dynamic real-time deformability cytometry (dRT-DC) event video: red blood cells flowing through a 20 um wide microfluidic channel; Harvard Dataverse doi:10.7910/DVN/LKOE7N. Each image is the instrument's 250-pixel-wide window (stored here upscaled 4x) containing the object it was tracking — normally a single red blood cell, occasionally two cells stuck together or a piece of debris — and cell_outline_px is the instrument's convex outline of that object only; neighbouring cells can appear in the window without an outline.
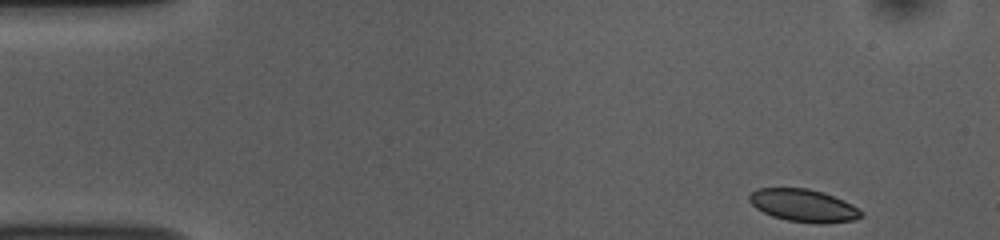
{"species": "common noctule bat (a hibernating species)", "species_latin": "Nyctalus noctula", "temperature_condition": "room temperature", "stored_images_in_passage": 49, "camera_frame_rate_fps": 3000, "um_per_image_px": 0.085, "animal": {"sex": "female", "body_mass_g": 10.0, "forearm_length_mm": 53.1}, "frame": {"image": 1, "passage_image": 1, "time_ms": 0.0, "image_size_px": [1000, 240], "cell_outline_px": [[864, 216], [856, 220], [824, 224], [820, 224], [788, 220], [772, 216], [756, 208], [748, 200], [748, 196], [752, 192], [760, 188], [808, 188], [844, 200], [860, 208], [864, 212]], "centroid_in_image_um": [68.35, 17.48], "position_along_channel_um": 16.6, "area_um2": 21.33}}
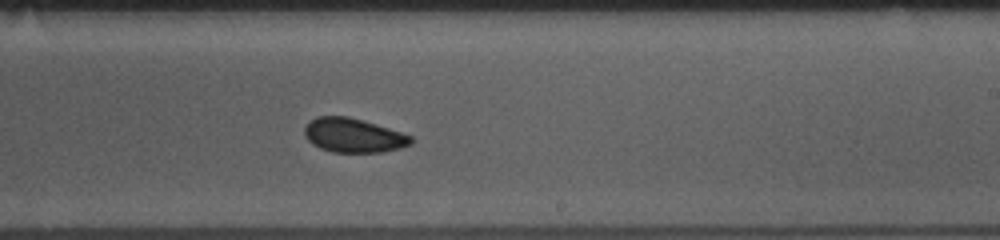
{"frame": {"image": 2, "passage_image": 28, "time_ms": 9.0, "image_size_px": [1000, 240], "cell_outline_px": [[412, 144], [400, 148], [384, 152], [332, 152], [320, 148], [312, 144], [304, 136], [304, 128], [308, 120], [316, 116], [348, 116], [364, 120], [412, 136]], "centroid_in_image_um": [30.0, 11.5], "position_along_channel_um": 259.0, "area_um2": 21.39}}
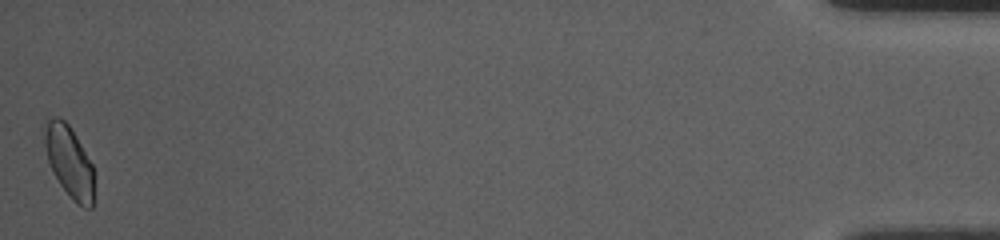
{"frame": {"image": 3, "passage_image": 49, "time_ms": 16.0, "image_size_px": [1000, 240], "cell_outline_px": [[92, 208], [84, 208], [76, 204], [72, 200], [60, 184], [48, 160], [44, 144], [44, 132], [48, 116], [56, 116], [64, 120], [68, 124], [76, 136], [92, 164]], "centroid_in_image_um": [5.86, 13.71], "position_along_channel_um": 429.3, "area_um2": 20.23}, "authors_computed_cell_mechanics": {"area_um2": 21.1548, "velocity_mm_per_s": 3.7629, "shape_relaxation_time_tau1_ms": 1.7209, "shape_relaxation_time_tau2_ms": 3.1693, "deformation_change_tau1": 0.073, "deformation_change_tau2": 0.0591}}